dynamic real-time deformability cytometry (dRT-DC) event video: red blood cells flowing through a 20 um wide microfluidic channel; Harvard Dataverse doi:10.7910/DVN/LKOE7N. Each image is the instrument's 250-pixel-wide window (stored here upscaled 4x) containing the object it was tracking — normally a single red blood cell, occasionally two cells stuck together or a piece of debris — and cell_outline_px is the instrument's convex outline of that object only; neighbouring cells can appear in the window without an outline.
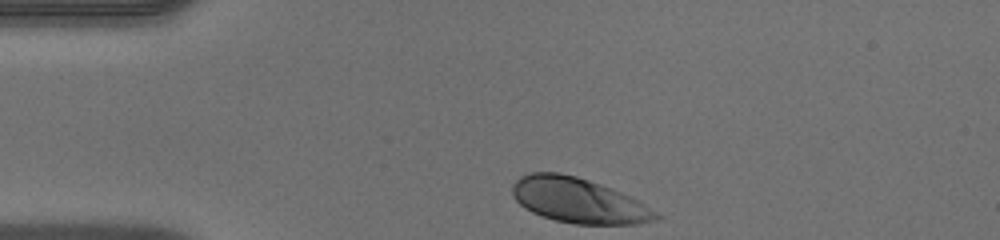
{"species": "human", "species_latin": "Homo sapiens", "temperature_condition": "warm", "stored_images_in_passage": 30, "camera_frame_rate_fps": 3000, "um_per_image_px": 0.085, "donor": {"sex": "male"}, "frame": {"image": 1, "passage_image": 1, "time_ms": 0.0, "image_size_px": [1000, 240], "cell_outline_px": [[660, 216], [656, 220], [636, 224], [576, 224], [556, 220], [532, 212], [524, 208], [516, 200], [512, 192], [512, 184], [520, 176], [532, 172], [560, 172], [576, 176], [612, 188], [636, 200], [656, 212]], "centroid_in_image_um": [49.13, 17.03], "position_along_channel_um": 35.9, "area_um2": 37.28}}
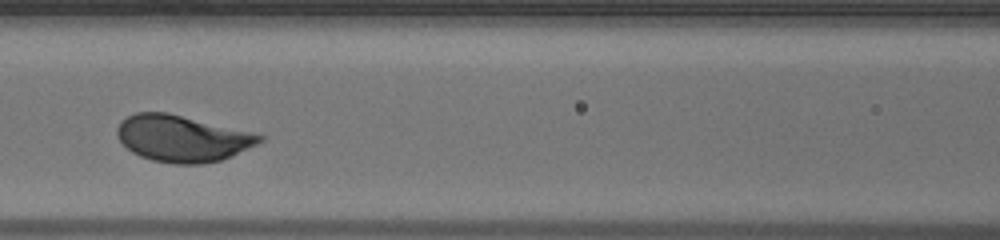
{"frame": {"image": 2, "passage_image": 12, "time_ms": 3.667, "image_size_px": [1000, 240], "cell_outline_px": [[264, 140], [232, 156], [220, 160], [200, 164], [172, 164], [152, 160], [140, 156], [132, 152], [120, 140], [116, 132], [116, 128], [120, 120], [136, 112], [168, 112], [252, 132], [264, 136]], "centroid_in_image_um": [15.47, 11.76], "position_along_channel_um": 151.1, "area_um2": 38.55}}
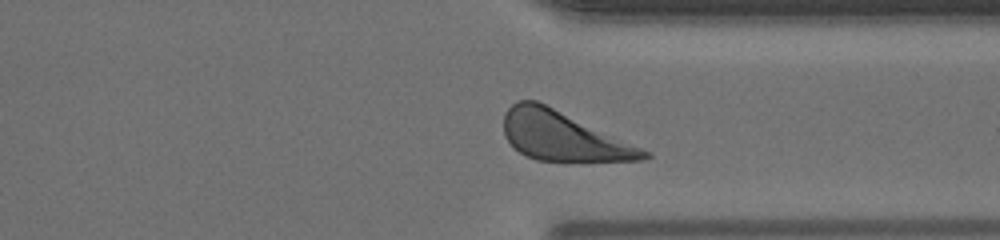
{"frame": {"image": 3, "passage_image": 27, "time_ms": 8.667, "image_size_px": [1000, 240], "cell_outline_px": [[652, 156], [644, 160], [536, 160], [520, 152], [504, 136], [504, 116], [508, 108], [516, 100], [536, 100], [652, 152]], "centroid_in_image_um": [47.86, 11.56], "position_along_channel_um": 363.5, "area_um2": 39.36}}